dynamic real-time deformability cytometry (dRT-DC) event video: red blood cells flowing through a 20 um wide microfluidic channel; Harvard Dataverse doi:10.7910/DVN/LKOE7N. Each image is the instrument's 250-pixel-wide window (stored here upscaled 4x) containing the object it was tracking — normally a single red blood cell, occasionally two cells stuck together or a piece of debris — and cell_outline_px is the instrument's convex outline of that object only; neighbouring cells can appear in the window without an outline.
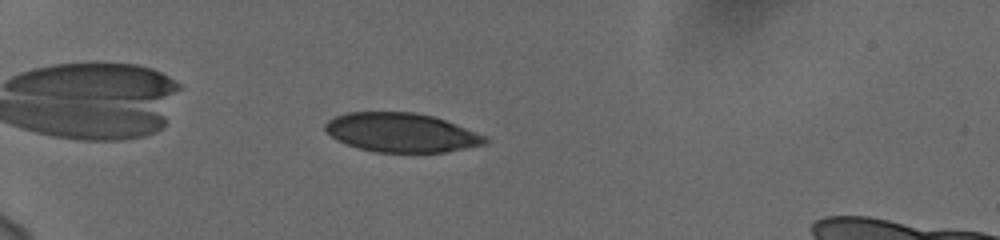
{"species": "human", "species_latin": "Homo sapiens", "temperature_condition": "cold", "stored_images_in_passage": 44, "camera_frame_rate_fps": 3000, "um_per_image_px": 0.085, "donor": {"sex": "female"}, "frame": {"image": 1, "passage_image": 5, "time_ms": 1.333, "image_size_px": [1000, 240], "cell_outline_px": [[488, 144], [444, 152], [376, 152], [360, 148], [336, 140], [324, 128], [324, 124], [328, 120], [336, 116], [348, 112], [412, 112], [432, 116], [444, 120], [488, 136]], "centroid_in_image_um": [34.14, 11.27], "position_along_channel_um": 50.9, "area_um2": 36.24}}
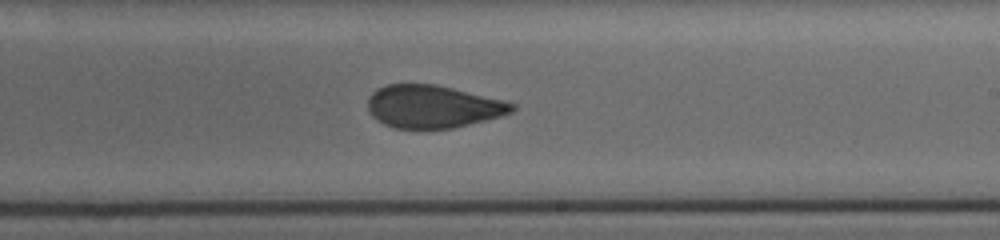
{"frame": {"image": 2, "passage_image": 24, "time_ms": 7.667, "image_size_px": [1000, 240], "cell_outline_px": [[516, 108], [512, 112], [500, 116], [452, 128], [392, 128], [376, 120], [368, 112], [368, 96], [376, 88], [388, 84], [436, 84], [504, 100], [516, 104]], "centroid_in_image_um": [36.76, 9.05], "position_along_channel_um": 252.2, "area_um2": 35.95}}
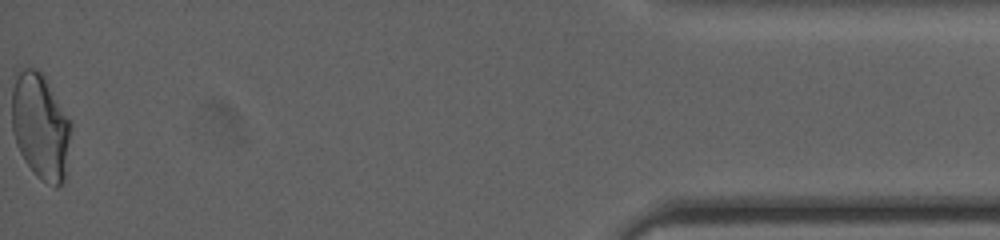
{"frame": {"image": 3, "passage_image": 44, "time_ms": 14.333, "image_size_px": [1000, 240], "cell_outline_px": [[72, 124], [68, 176], [56, 188], [40, 180], [36, 176], [24, 160], [16, 144], [12, 132], [12, 72], [16, 68], [36, 68], [44, 72], [72, 120]], "centroid_in_image_um": [3.47, 10.69], "position_along_channel_um": 431.7, "area_um2": 38.55}, "authors_computed_cell_mechanics": {"area_um2": 36.703, "velocity_mm_per_s": 3.767, "shape_relaxation_time_tau1_ms": null, "shape_relaxation_time_tau2_ms": 1.2732, "deformation_change_tau1": null, "deformation_change_tau2": 0.0769}}